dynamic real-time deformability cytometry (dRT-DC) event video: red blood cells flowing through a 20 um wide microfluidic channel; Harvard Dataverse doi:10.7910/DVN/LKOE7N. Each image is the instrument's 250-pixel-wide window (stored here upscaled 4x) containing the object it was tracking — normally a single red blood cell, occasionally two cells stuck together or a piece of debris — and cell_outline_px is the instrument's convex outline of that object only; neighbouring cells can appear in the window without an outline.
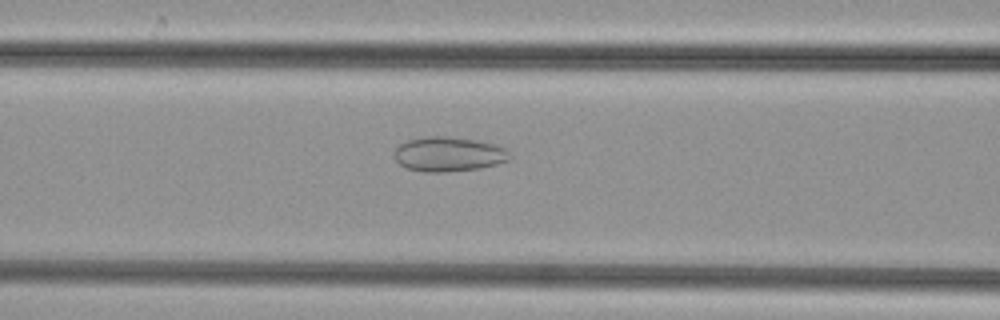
{"species": "common noctule bat (a hibernating species)", "species_latin": "Nyctalus noctula", "temperature_condition": "cold", "stored_images_in_passage": 46, "camera_frame_rate_fps": 3000, "um_per_image_px": 0.085, "animal": {"sex": "female", "body_mass_g": 29.2, "forearm_length_mm": 56.3}, "frame": {"image": 1, "passage_image": 17, "time_ms": 5.333, "image_size_px": [1000, 320], "cell_outline_px": [[512, 156], [508, 160], [496, 164], [480, 168], [444, 172], [424, 172], [404, 168], [396, 160], [396, 148], [400, 144], [408, 140], [428, 136], [448, 136], [476, 140], [496, 144], [504, 148]], "centroid_in_image_um": [38.14, 13.11], "position_along_channel_um": 128.5, "area_um2": 23.24}}
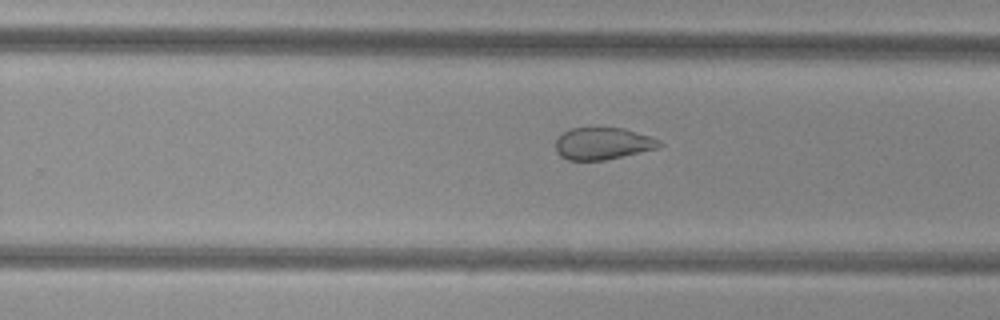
{"frame": {"image": 2, "passage_image": 28, "time_ms": 9.0, "image_size_px": [1000, 320], "cell_outline_px": [[664, 144], [660, 148], [604, 160], [568, 160], [560, 156], [556, 152], [556, 140], [564, 132], [572, 128], [624, 128], [660, 140]], "centroid_in_image_um": [51.26, 12.21], "position_along_channel_um": 278.5, "area_um2": 19.31}}
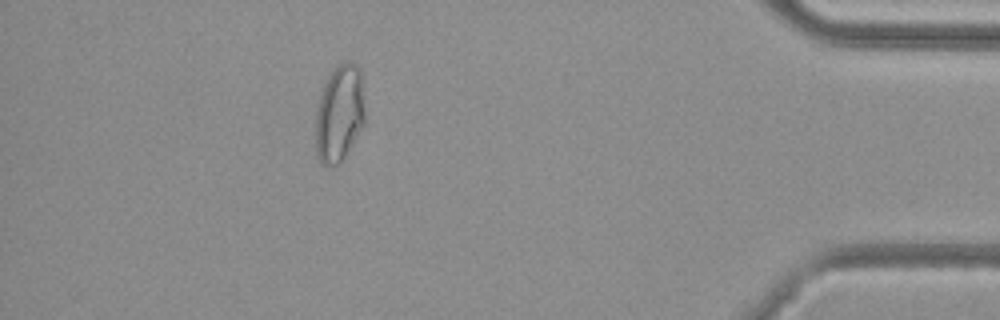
{"frame": {"image": 3, "passage_image": 41, "time_ms": 13.333, "image_size_px": [1000, 320], "cell_outline_px": [[364, 124], [344, 160], [336, 168], [324, 164], [316, 156], [316, 108], [320, 88], [328, 72], [344, 60], [356, 64], [360, 68], [364, 112]], "centroid_in_image_um": [28.82, 9.64], "position_along_channel_um": 406.4, "area_um2": 28.67}}